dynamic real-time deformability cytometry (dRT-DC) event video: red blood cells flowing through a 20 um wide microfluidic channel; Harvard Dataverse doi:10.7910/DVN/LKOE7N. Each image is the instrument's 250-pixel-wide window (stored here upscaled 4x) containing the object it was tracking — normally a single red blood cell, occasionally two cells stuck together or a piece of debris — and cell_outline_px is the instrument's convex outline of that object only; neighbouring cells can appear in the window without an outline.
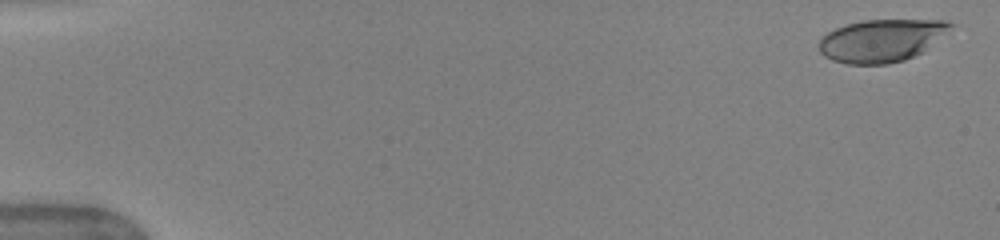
{"species": "human", "species_latin": "Homo sapiens", "temperature_condition": "warm", "stored_images_in_passage": 41, "camera_frame_rate_fps": 3000, "um_per_image_px": 0.085, "donor": {"sex": "female"}, "frame": {"image": 1, "passage_image": 1, "time_ms": 0.0, "image_size_px": [1000, 240], "cell_outline_px": [[956, 24], [920, 52], [904, 60], [888, 64], [848, 64], [832, 60], [824, 56], [820, 52], [820, 40], [828, 32], [836, 28], [860, 20], [944, 20]], "centroid_in_image_um": [74.89, 3.44], "position_along_channel_um": 10.1, "area_um2": 32.08}}
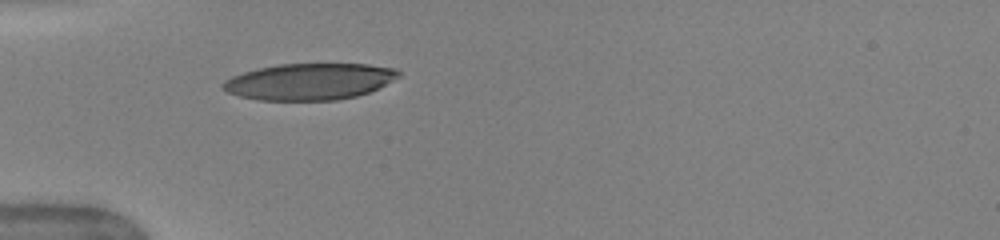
{"frame": {"image": 2, "passage_image": 22, "time_ms": 5.0, "image_size_px": [1000, 240], "cell_outline_px": [[400, 76], [368, 92], [356, 96], [336, 100], [260, 100], [240, 96], [228, 92], [220, 88], [220, 84], [224, 80], [232, 76], [256, 68], [280, 64], [368, 64], [396, 68], [400, 72]], "centroid_in_image_um": [26.26, 6.93], "position_along_channel_um": 58.7, "area_um2": 37.28}}
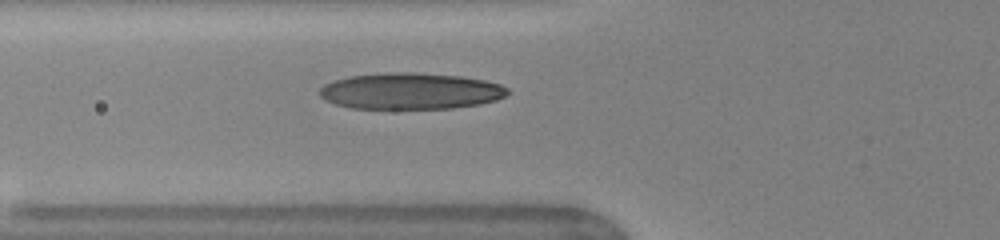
{"frame": {"image": 3, "passage_image": 27, "time_ms": 6.0, "image_size_px": [1000, 240], "cell_outline_px": [[508, 92], [504, 96], [496, 100], [480, 104], [452, 108], [352, 108], [336, 104], [324, 100], [320, 96], [320, 88], [324, 84], [332, 80], [352, 76], [388, 72], [416, 72], [460, 76], [484, 80], [500, 84], [508, 88]], "centroid_in_image_um": [34.88, 7.73], "position_along_channel_um": 90.9, "area_um2": 39.77}}